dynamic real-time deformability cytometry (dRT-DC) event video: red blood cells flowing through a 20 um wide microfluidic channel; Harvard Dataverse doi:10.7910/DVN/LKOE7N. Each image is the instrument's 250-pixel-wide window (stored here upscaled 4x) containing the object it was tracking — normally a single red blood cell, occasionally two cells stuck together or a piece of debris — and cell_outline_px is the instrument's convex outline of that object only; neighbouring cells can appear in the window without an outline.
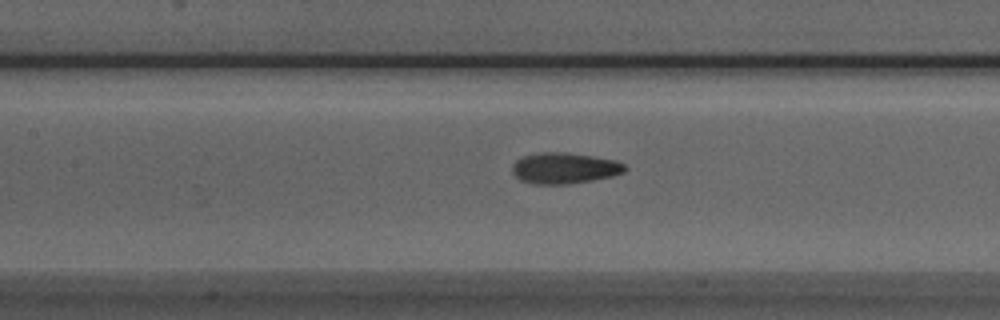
{"species": "Egyptian fruit bat (a non-hibernating species)", "species_latin": "Rousettus aegyptiacus", "temperature_condition": "room temperature", "stored_images_in_passage": 36, "camera_frame_rate_fps": 3000, "um_per_image_px": 0.085, "animal": {"sex": "male"}, "frame": {"image": 1, "passage_image": 10, "time_ms": 3.0, "image_size_px": [1000, 320], "cell_outline_px": [[628, 168], [624, 172], [612, 176], [592, 180], [568, 184], [536, 184], [520, 180], [512, 172], [512, 164], [520, 156], [544, 152], [568, 152], [616, 160], [624, 164]], "centroid_in_image_um": [47.97, 14.28], "position_along_channel_um": 159.4, "area_um2": 20.46}}
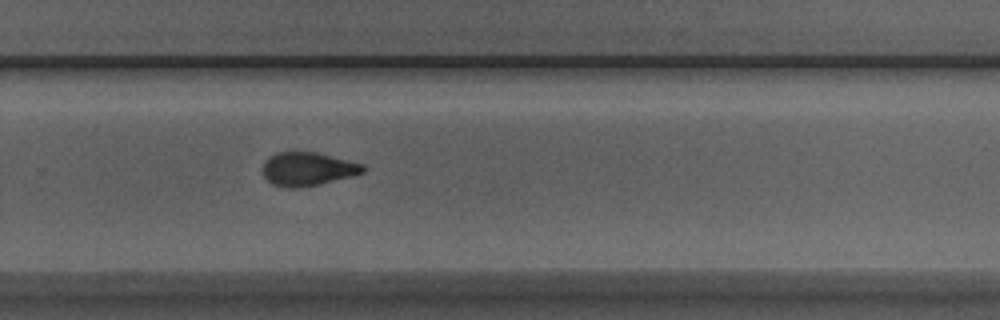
{"frame": {"image": 2, "passage_image": 21, "time_ms": 6.667, "image_size_px": [1000, 320], "cell_outline_px": [[364, 172], [316, 184], [296, 188], [288, 188], [272, 184], [264, 176], [260, 168], [264, 160], [268, 156], [276, 152], [316, 152], [364, 164]], "centroid_in_image_um": [26.06, 14.34], "position_along_channel_um": 303.7, "area_um2": 19.42}}
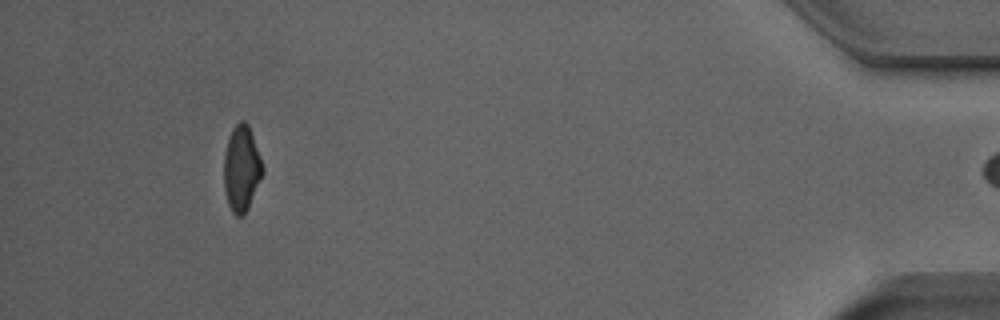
{"frame": {"image": 3, "passage_image": 35, "time_ms": 11.333, "image_size_px": [1000, 320], "cell_outline_px": [[264, 172], [248, 208], [240, 216], [236, 216], [232, 212], [228, 204], [224, 192], [224, 152], [232, 128], [240, 120], [244, 120], [248, 124], [260, 156], [264, 168]], "centroid_in_image_um": [20.52, 14.32], "position_along_channel_um": 414.7, "area_um2": 19.31}, "authors_computed_cell_mechanics": {"area_um2": 20.0566, "velocity_mm_per_s": 3.9471, "shape_relaxation_time_tau1_ms": 8.0462, "shape_relaxation_time_tau2_ms": 2.0769, "deformation_change_tau1": 0.1895, "deformation_change_tau2": 0.0847}}